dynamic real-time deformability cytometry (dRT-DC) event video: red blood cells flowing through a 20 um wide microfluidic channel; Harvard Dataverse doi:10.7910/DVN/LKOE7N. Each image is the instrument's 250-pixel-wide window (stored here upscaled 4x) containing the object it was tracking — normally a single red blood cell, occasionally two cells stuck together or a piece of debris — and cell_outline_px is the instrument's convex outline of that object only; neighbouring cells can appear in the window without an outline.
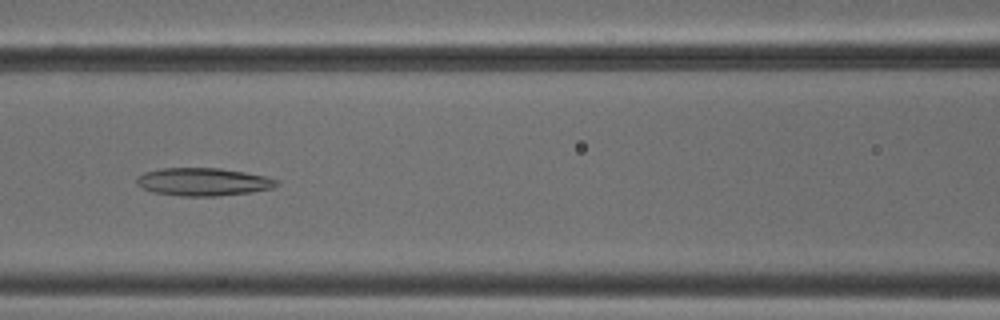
{"species": "common noctule bat (a hibernating species)", "species_latin": "Nyctalus noctula", "temperature_condition": "cold", "stored_images_in_passage": 52, "camera_frame_rate_fps": 3000, "um_per_image_px": 0.085, "animal": {"sex": "male", "body_mass_g": 18.8}, "frame": {"image": 1, "passage_image": 23, "time_ms": 7.333, "image_size_px": [1000, 320], "cell_outline_px": [[280, 184], [272, 188], [252, 192], [216, 196], [180, 196], [152, 192], [136, 184], [136, 176], [144, 172], [160, 168], [220, 168], [244, 172], [264, 176], [280, 180]], "centroid_in_image_um": [17.26, 15.45], "position_along_channel_um": 149.3, "area_um2": 22.89}}
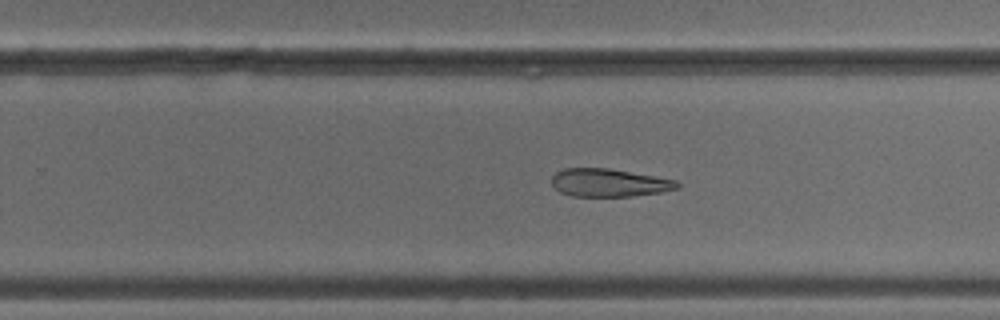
{"frame": {"image": 2, "passage_image": 33, "time_ms": 10.667, "image_size_px": [1000, 320], "cell_outline_px": [[680, 188], [660, 192], [632, 196], [572, 196], [560, 192], [552, 184], [552, 176], [556, 172], [564, 168], [608, 168], [676, 180], [680, 184]], "centroid_in_image_um": [51.76, 15.53], "position_along_channel_um": 278.0, "area_um2": 20.35}}
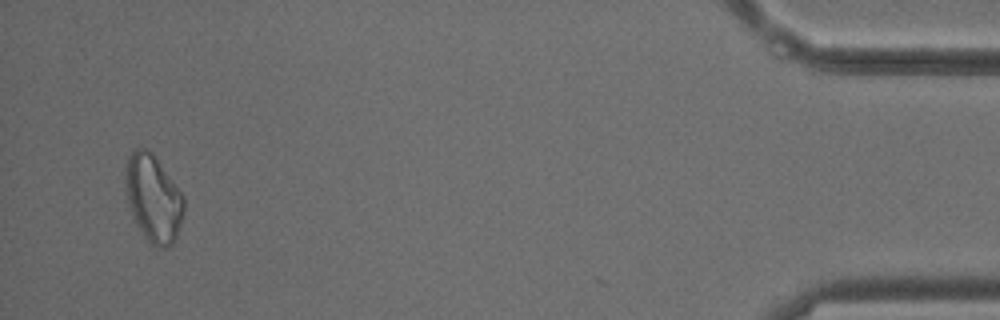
{"frame": {"image": 3, "passage_image": 50, "time_ms": 16.333, "image_size_px": [1000, 320], "cell_outline_px": [[184, 212], [176, 236], [172, 244], [164, 248], [160, 248], [152, 244], [148, 240], [136, 224], [128, 200], [124, 184], [128, 156], [132, 148], [144, 148], [152, 152], [184, 196]], "centroid_in_image_um": [13.03, 16.83], "position_along_channel_um": 422.2, "area_um2": 29.36}}